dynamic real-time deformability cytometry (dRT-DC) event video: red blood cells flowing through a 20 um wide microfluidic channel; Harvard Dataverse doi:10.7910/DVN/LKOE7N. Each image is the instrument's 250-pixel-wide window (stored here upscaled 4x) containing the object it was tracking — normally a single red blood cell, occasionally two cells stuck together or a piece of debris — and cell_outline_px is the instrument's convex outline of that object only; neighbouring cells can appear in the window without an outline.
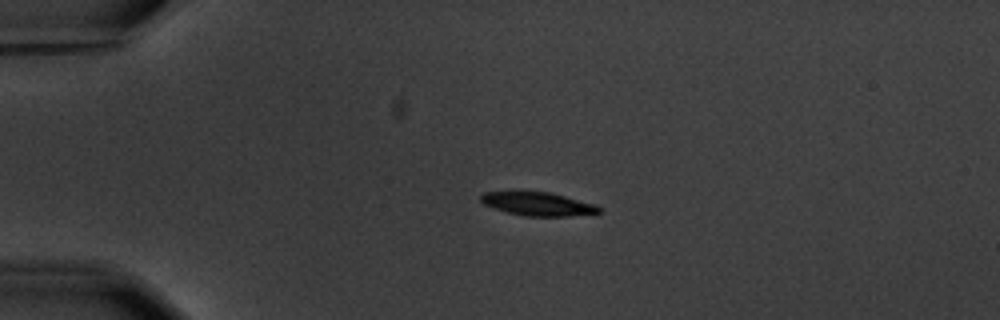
{"species": "common noctule bat (a hibernating species)", "species_latin": "Nyctalus noctula", "temperature_condition": "warm", "stored_images_in_passage": 4, "camera_frame_rate_fps": 3000, "um_per_image_px": 0.085, "animal": {"sex": "male", "body_mass_g": 20.1, "forearm_length_mm": 53.5}, "frame": {"image": 1, "passage_image": 3, "time_ms": 3.333, "image_size_px": [1000, 320], "cell_outline_px": [[604, 212], [596, 216], [524, 216], [492, 208], [484, 204], [480, 200], [480, 196], [484, 192], [548, 192], [596, 204]], "centroid_in_image_um": [45.84, 17.37], "position_along_channel_um": 39.2, "area_um2": 16.42}}